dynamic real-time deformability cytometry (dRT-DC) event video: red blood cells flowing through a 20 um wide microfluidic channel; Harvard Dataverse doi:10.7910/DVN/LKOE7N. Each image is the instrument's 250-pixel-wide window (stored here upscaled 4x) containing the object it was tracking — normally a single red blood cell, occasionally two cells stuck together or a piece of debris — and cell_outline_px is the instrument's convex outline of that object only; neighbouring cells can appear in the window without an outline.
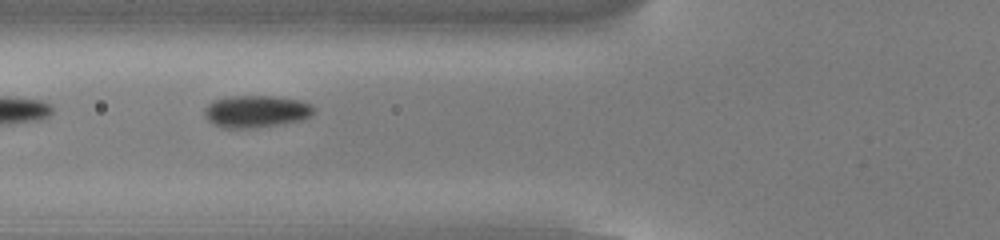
{"species": "common noctule bat (a hibernating species)", "species_latin": "Nyctalus noctula", "temperature_condition": "cold", "stored_images_in_passage": 15, "camera_frame_rate_fps": 3000, "um_per_image_px": 0.085, "animal": {"sex": "male", "body_mass_g": 13.0, "forearm_length_mm": 53.1}, "frame": {"image": 1, "passage_image": 3, "time_ms": 0.667, "image_size_px": [1000, 240], "cell_outline_px": [[316, 108], [308, 116], [300, 120], [256, 128], [220, 128], [208, 120], [204, 112], [204, 108], [212, 100], [228, 96], [272, 96], [296, 100], [312, 104]], "centroid_in_image_um": [21.71, 9.47], "position_along_channel_um": 104.1, "area_um2": 20.4}}